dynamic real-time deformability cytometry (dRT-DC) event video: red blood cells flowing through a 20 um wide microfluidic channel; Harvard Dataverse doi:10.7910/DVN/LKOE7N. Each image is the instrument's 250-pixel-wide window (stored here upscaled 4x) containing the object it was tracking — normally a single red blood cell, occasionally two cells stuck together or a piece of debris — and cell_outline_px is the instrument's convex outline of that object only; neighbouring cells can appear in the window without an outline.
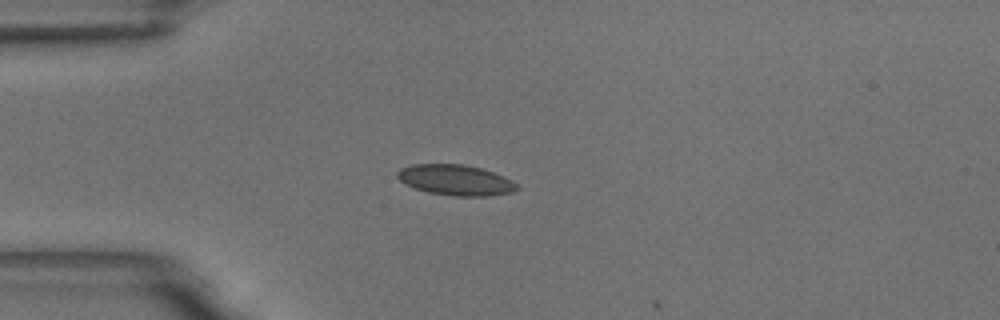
{"species": "common noctule bat (a hibernating species)", "species_latin": "Nyctalus noctula", "temperature_condition": "room temperature", "stored_images_in_passage": 18, "camera_frame_rate_fps": 3000, "um_per_image_px": 0.085, "animal": {"sex": "male", "body_mass_g": 18.8}, "frame": {"image": 1, "passage_image": 15, "time_ms": 4.667, "image_size_px": [1000, 320], "cell_outline_px": [[520, 188], [512, 192], [488, 196], [452, 196], [428, 192], [404, 184], [396, 176], [396, 172], [400, 168], [412, 164], [460, 164], [480, 168], [504, 176], [512, 180]], "centroid_in_image_um": [38.71, 15.3], "position_along_channel_um": 46.3, "area_um2": 21.33}}